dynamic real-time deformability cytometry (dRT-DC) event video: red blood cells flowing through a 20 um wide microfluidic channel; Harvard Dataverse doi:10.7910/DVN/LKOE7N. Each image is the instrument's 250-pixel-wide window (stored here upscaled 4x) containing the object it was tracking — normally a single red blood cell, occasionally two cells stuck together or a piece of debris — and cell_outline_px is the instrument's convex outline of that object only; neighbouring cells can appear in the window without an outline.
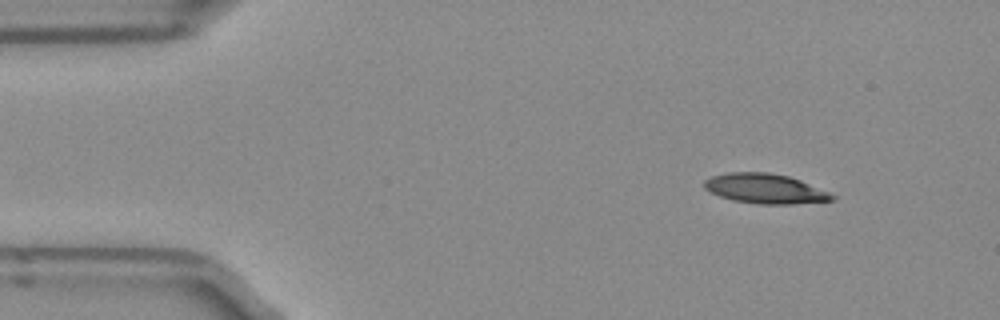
{"species": "Egyptian fruit bat (a non-hibernating species)", "species_latin": "Rousettus aegyptiacus", "temperature_condition": "room temperature", "stored_images_in_passage": 4, "camera_frame_rate_fps": 3000, "um_per_image_px": 0.085, "frame": {"image": 1, "passage_image": 1, "time_ms": 0.0, "image_size_px": [1000, 320], "cell_outline_px": [[836, 196], [832, 200], [792, 204], [756, 204], [732, 200], [720, 196], [704, 188], [704, 180], [712, 176], [728, 172], [768, 172], [788, 176], [800, 180], [828, 192]], "centroid_in_image_um": [65.0, 16.03], "position_along_channel_um": 20.0, "area_um2": 22.02}}
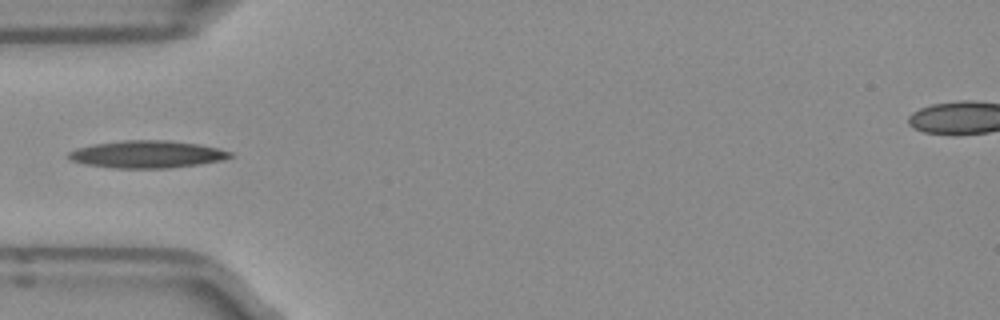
{"frame": {"image": 2, "passage_image": 4, "time_ms": 1.0, "image_size_px": [1000, 320], "cell_outline_px": [[232, 156], [224, 160], [200, 164], [168, 168], [112, 168], [84, 164], [68, 160], [68, 152], [76, 148], [96, 144], [124, 140], [168, 140], [196, 144], [216, 148], [232, 152]], "centroid_in_image_um": [12.47, 13.12], "position_along_channel_um": 72.5, "area_um2": 25.72}}